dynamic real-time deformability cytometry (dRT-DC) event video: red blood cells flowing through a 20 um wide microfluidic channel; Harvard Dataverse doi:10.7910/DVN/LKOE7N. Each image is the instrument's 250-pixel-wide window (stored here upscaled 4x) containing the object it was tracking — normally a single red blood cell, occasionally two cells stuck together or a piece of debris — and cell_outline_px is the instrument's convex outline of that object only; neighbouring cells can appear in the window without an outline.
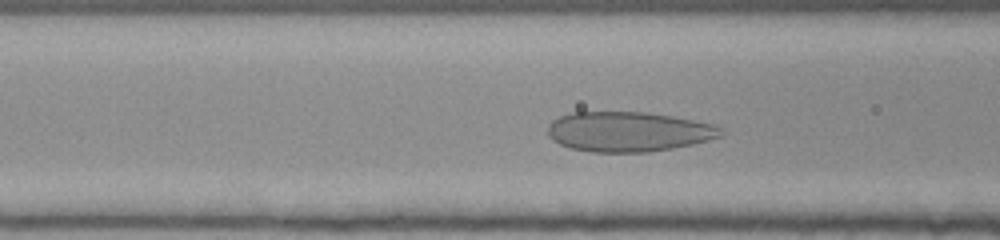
{"species": "human", "species_latin": "Homo sapiens", "temperature_condition": "room temperature", "stored_images_in_passage": 44, "camera_frame_rate_fps": 3000, "um_per_image_px": 0.085, "donor": {"sex": "female"}, "frame": {"image": 1, "passage_image": 12, "time_ms": 3.667, "image_size_px": [1000, 240], "cell_outline_px": [[724, 136], [692, 144], [672, 148], [648, 152], [592, 152], [572, 148], [560, 144], [552, 140], [548, 136], [548, 124], [552, 120], [560, 116], [572, 112], [644, 112], [672, 116], [716, 124], [724, 128]], "centroid_in_image_um": [53.45, 11.19], "position_along_channel_um": 113.2, "area_um2": 40.52}}
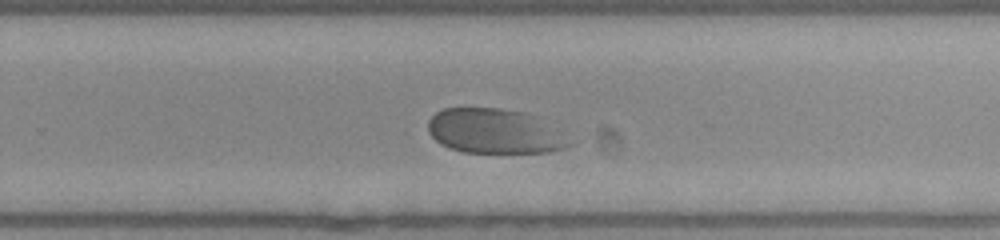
{"frame": {"image": 2, "passage_image": 26, "time_ms": 8.333, "image_size_px": [1000, 240], "cell_outline_px": [[576, 144], [564, 148], [548, 152], [464, 152], [448, 148], [440, 144], [428, 132], [428, 120], [436, 112], [444, 108], [500, 108], [524, 112], [532, 116]], "centroid_in_image_um": [41.96, 11.16], "position_along_channel_um": 287.8, "area_um2": 36.24}}
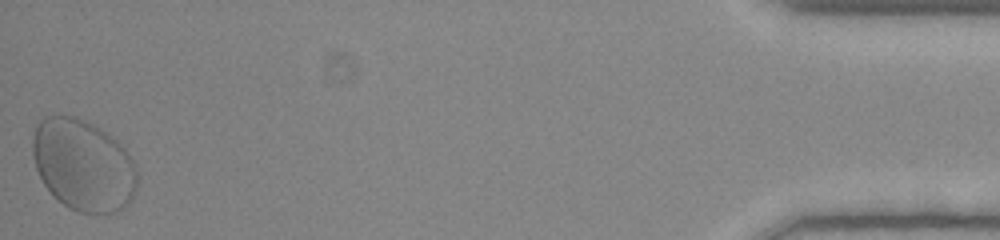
{"frame": {"image": 3, "passage_image": 44, "time_ms": 14.333, "image_size_px": [1000, 240], "cell_outline_px": [[136, 192], [132, 200], [124, 208], [116, 212], [80, 212], [68, 208], [44, 184], [36, 168], [32, 156], [32, 136], [36, 124], [44, 116], [76, 116], [108, 132], [124, 148], [136, 164]], "centroid_in_image_um": [7.08, 14.01], "position_along_channel_um": 428.1, "area_um2": 55.89}, "authors_computed_cell_mechanics": {"area_um2": 42.0495, "velocity_mm_per_s": 3.7449, "shape_relaxation_time_tau1_ms": 3.3419, "shape_relaxation_time_tau2_ms": null, "deformation_change_tau1": 0.1137, "deformation_change_tau2": null}}